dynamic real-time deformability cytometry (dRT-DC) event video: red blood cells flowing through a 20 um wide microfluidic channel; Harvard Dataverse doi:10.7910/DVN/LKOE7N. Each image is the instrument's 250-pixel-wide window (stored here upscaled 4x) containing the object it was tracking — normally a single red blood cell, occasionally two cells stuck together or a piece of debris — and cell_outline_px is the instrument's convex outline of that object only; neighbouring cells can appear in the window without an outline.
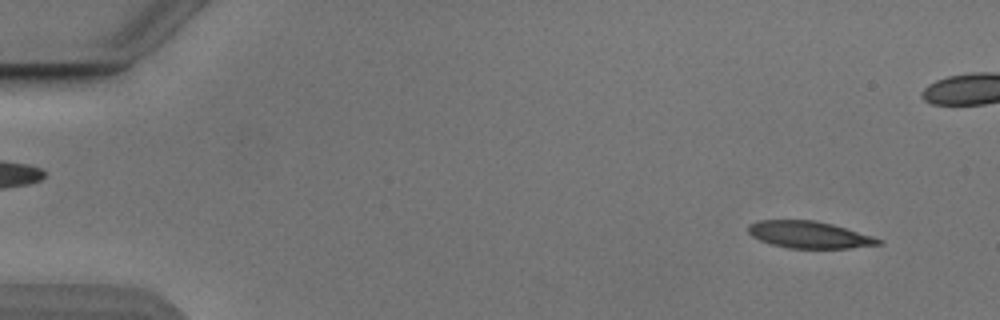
{"species": "Egyptian fruit bat (a non-hibernating species)", "species_latin": "Rousettus aegyptiacus", "temperature_condition": "cold", "stored_images_in_passage": 54, "camera_frame_rate_fps": 3000, "um_per_image_px": 0.085, "animal": {"sex": "male"}, "frame": {"image": 1, "passage_image": 4, "time_ms": 1.0, "image_size_px": [1000, 320], "cell_outline_px": [[884, 240], [880, 244], [848, 248], [788, 248], [772, 244], [760, 240], [752, 236], [748, 232], [748, 224], [756, 220], [812, 220], [832, 224], [872, 236]], "centroid_in_image_um": [68.74, 19.94], "position_along_channel_um": 16.3, "area_um2": 20.29}}
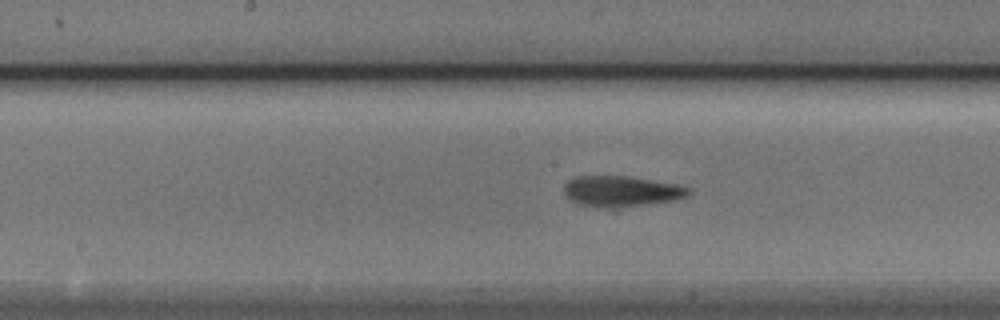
{"frame": {"image": 2, "passage_image": 27, "time_ms": 8.667, "image_size_px": [1000, 320], "cell_outline_px": [[692, 192], [688, 196], [672, 200], [612, 212], [580, 204], [564, 196], [564, 184], [568, 180], [576, 176], [624, 176], [676, 184], [692, 188]], "centroid_in_image_um": [52.8, 16.32], "position_along_channel_um": 195.4, "area_um2": 23.29}}
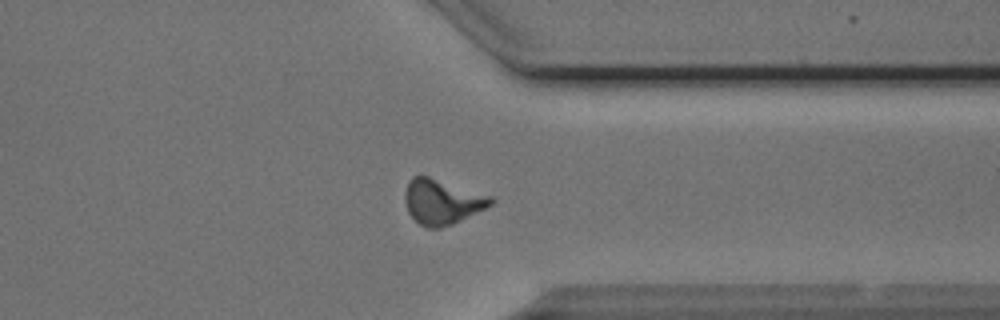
{"frame": {"image": 3, "passage_image": 41, "time_ms": 13.333, "image_size_px": [1000, 320], "cell_outline_px": [[496, 200], [492, 204], [452, 224], [440, 228], [428, 228], [420, 224], [408, 212], [404, 200], [404, 192], [408, 180], [412, 176], [428, 176], [492, 196]], "centroid_in_image_um": [37.54, 17.13], "position_along_channel_um": 373.9, "area_um2": 22.37}, "authors_computed_cell_mechanics": {"area_um2": 21.2993, "velocity_mm_per_s": 3.8696, "shape_relaxation_time_tau1_ms": 3.2125, "shape_relaxation_time_tau2_ms": 3.1909, "deformation_change_tau1": 0.1477, "deformation_change_tau2": 0.1284}}